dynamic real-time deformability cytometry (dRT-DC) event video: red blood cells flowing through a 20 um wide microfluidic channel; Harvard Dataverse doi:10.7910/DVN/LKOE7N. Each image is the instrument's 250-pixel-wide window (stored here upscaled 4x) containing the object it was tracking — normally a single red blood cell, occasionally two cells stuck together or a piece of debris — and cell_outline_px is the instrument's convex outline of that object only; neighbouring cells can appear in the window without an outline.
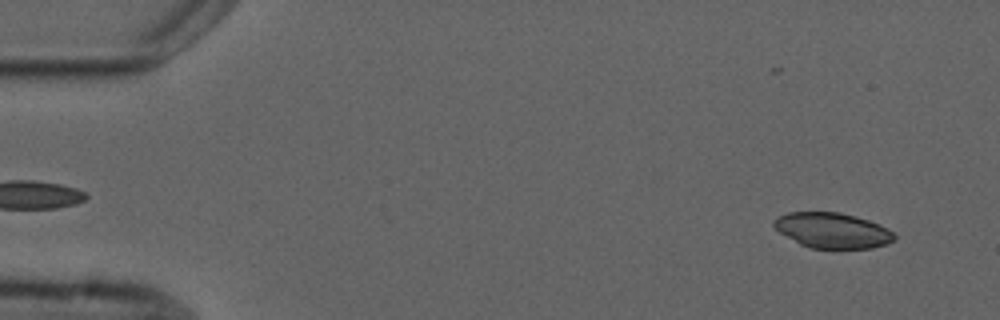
{"species": "common noctule bat (a hibernating species)", "species_latin": "Nyctalus noctula", "temperature_condition": "cold", "stored_images_in_passage": 3, "camera_frame_rate_fps": 3000, "um_per_image_px": 0.085, "animal": {"sex": "male", "forearm_length_mm": 52.5}, "frame": {"image": 1, "passage_image": 1, "time_ms": 0.0, "image_size_px": [1000, 320], "cell_outline_px": [[896, 240], [888, 244], [872, 248], [808, 248], [800, 244], [780, 232], [772, 224], [772, 220], [788, 212], [840, 212], [856, 216], [868, 220], [892, 232], [896, 236]], "centroid_in_image_um": [70.75, 19.59], "position_along_channel_um": 14.3, "area_um2": 24.68}}